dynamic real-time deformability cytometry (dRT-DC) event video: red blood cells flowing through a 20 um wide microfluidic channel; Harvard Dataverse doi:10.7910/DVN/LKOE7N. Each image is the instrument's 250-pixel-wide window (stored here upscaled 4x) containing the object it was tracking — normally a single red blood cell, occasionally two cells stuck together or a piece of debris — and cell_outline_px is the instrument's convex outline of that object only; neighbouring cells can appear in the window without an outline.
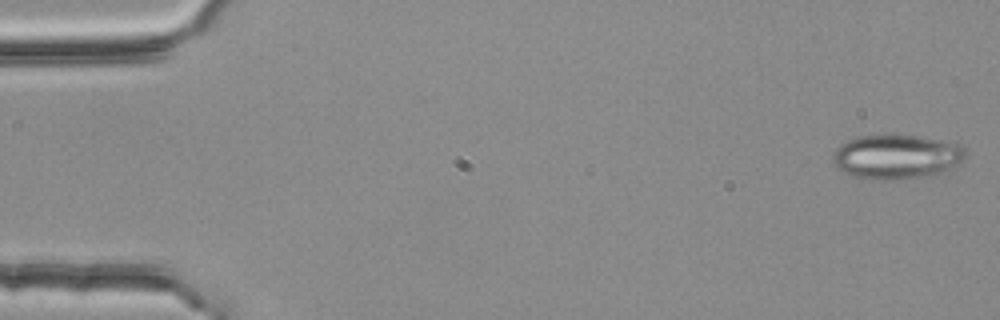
{"species": "common noctule bat (a hibernating species)", "species_latin": "Nyctalus noctula", "temperature_condition": "room temperature", "stored_images_in_passage": 4, "camera_frame_rate_fps": 3000, "um_per_image_px": 0.085, "animal": {"sex": "female", "body_mass_g": 25.1}, "frame": {"image": 1, "passage_image": 1, "time_ms": 0.0, "image_size_px": [1000, 320], "cell_outline_px": [[964, 160], [944, 172], [896, 180], [876, 180], [856, 176], [844, 172], [832, 160], [832, 156], [836, 148], [840, 144], [856, 136], [888, 132], [916, 136], [940, 140], [956, 144], [964, 148]], "centroid_in_image_um": [76.16, 13.28], "position_along_channel_um": 8.8, "area_um2": 34.56}}